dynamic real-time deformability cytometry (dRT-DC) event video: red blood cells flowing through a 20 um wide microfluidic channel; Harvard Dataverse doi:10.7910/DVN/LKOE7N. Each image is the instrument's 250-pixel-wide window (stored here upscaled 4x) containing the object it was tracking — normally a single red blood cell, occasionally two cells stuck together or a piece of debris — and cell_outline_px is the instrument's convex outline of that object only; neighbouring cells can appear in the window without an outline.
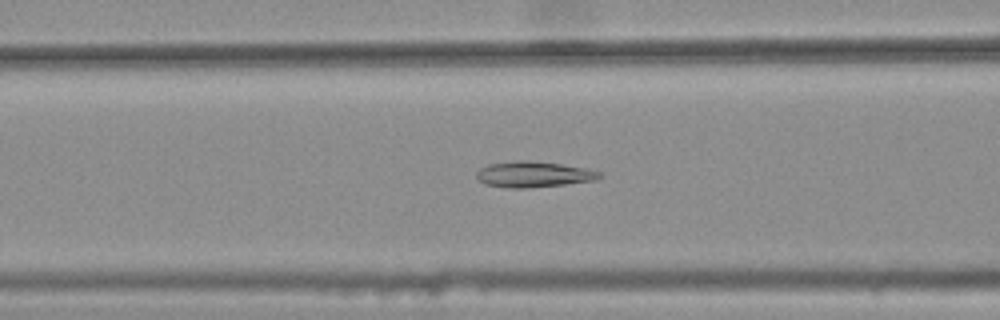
{"species": "common noctule bat (a hibernating species)", "species_latin": "Nyctalus noctula", "temperature_condition": "warm", "stored_images_in_passage": 31, "camera_frame_rate_fps": 3000, "um_per_image_px": 0.085, "animal": {"sex": "female", "body_mass_g": 25.1}, "frame": {"image": 1, "passage_image": 6, "time_ms": 1.667, "image_size_px": [1000, 320], "cell_outline_px": [[600, 176], [596, 180], [532, 188], [504, 188], [484, 184], [476, 176], [476, 172], [480, 168], [488, 164], [516, 160], [524, 160], [560, 164], [588, 168], [600, 172]], "centroid_in_image_um": [45.31, 14.82], "position_along_channel_um": 121.3, "area_um2": 18.55}}
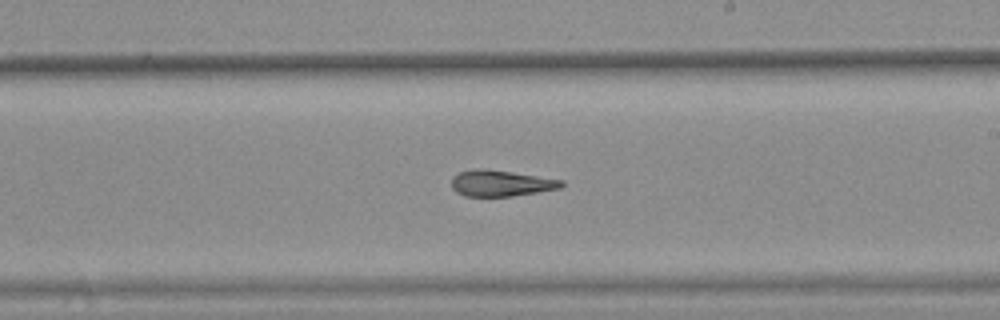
{"frame": {"image": 2, "passage_image": 16, "time_ms": 5.0, "image_size_px": [1000, 320], "cell_outline_px": [[564, 184], [560, 188], [512, 196], [464, 196], [456, 192], [452, 188], [452, 176], [460, 172], [476, 168], [484, 168], [512, 172], [564, 180]], "centroid_in_image_um": [42.55, 15.57], "position_along_channel_um": 246.4, "area_um2": 16.7}}
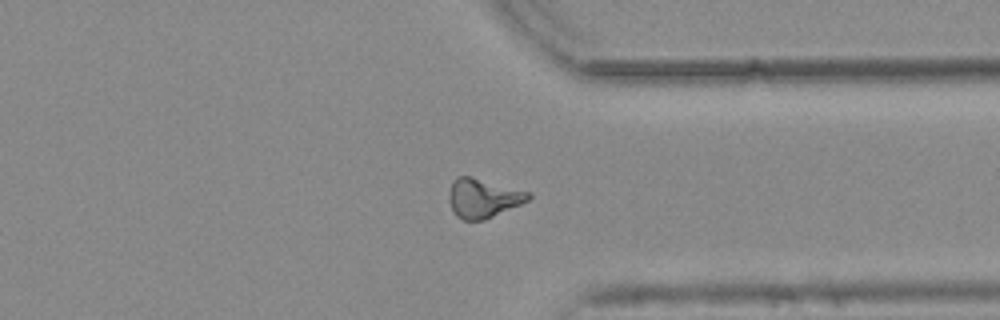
{"frame": {"image": 3, "passage_image": 26, "time_ms": 8.333, "image_size_px": [1000, 320], "cell_outline_px": [[532, 196], [528, 200], [520, 204], [484, 220], [464, 220], [456, 216], [448, 200], [448, 196], [452, 180], [456, 176], [468, 176], [532, 192]], "centroid_in_image_um": [41.05, 16.83], "position_along_channel_um": 370.4, "area_um2": 18.03}, "authors_computed_cell_mechanics": {"area_um2": 17.1666, "velocity_mm_per_s": 3.7666, "shape_relaxation_time_tau1_ms": null, "shape_relaxation_time_tau2_ms": 3.7762, "deformation_change_tau1": null, "deformation_change_tau2": 0.0986}}